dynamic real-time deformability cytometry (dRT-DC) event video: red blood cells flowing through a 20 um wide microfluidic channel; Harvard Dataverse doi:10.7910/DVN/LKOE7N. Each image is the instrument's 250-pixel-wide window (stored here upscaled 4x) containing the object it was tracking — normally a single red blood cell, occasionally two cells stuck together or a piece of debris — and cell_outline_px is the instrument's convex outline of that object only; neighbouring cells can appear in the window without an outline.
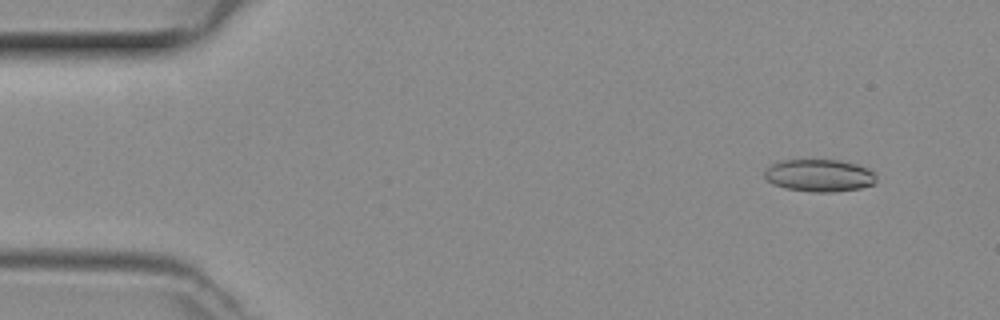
{"species": "common noctule bat (a hibernating species)", "species_latin": "Nyctalus noctula", "temperature_condition": "room temperature", "stored_images_in_passage": 46, "camera_frame_rate_fps": 3000, "um_per_image_px": 0.085, "animal": {"sex": "female", "body_mass_g": 29.2, "forearm_length_mm": 56.3}, "frame": {"image": 1, "passage_image": 2, "time_ms": 0.333, "image_size_px": [1000, 320], "cell_outline_px": [[876, 184], [860, 188], [832, 192], [812, 192], [784, 188], [772, 184], [764, 176], [764, 172], [772, 164], [780, 160], [836, 160], [856, 164], [868, 168], [876, 172]], "centroid_in_image_um": [69.67, 14.92], "position_along_channel_um": 15.3, "area_um2": 21.21}}
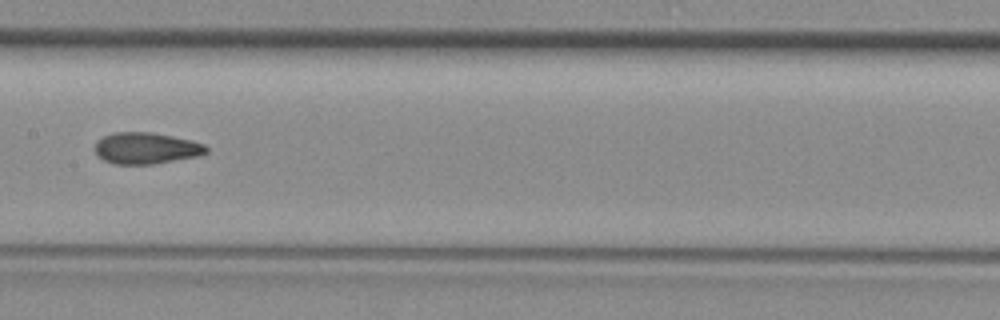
{"frame": {"image": 2, "passage_image": 22, "time_ms": 7.0, "image_size_px": [1000, 320], "cell_outline_px": [[208, 152], [196, 156], [152, 164], [112, 164], [96, 156], [96, 140], [112, 132], [148, 132], [172, 136], [192, 140], [204, 144], [208, 148]], "centroid_in_image_um": [12.39, 12.59], "position_along_channel_um": 195.0, "area_um2": 20.35}}
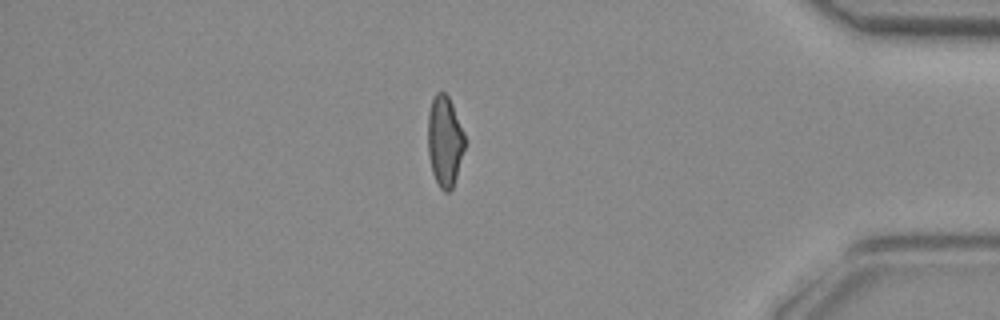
{"frame": {"image": 3, "passage_image": 39, "time_ms": 12.667, "image_size_px": [1000, 320], "cell_outline_px": [[464, 148], [456, 176], [452, 188], [448, 192], [444, 192], [440, 188], [432, 172], [428, 156], [428, 112], [432, 100], [436, 92], [444, 92], [448, 96], [452, 104], [464, 132]], "centroid_in_image_um": [37.78, 11.98], "position_along_channel_um": 397.4, "area_um2": 19.31}}